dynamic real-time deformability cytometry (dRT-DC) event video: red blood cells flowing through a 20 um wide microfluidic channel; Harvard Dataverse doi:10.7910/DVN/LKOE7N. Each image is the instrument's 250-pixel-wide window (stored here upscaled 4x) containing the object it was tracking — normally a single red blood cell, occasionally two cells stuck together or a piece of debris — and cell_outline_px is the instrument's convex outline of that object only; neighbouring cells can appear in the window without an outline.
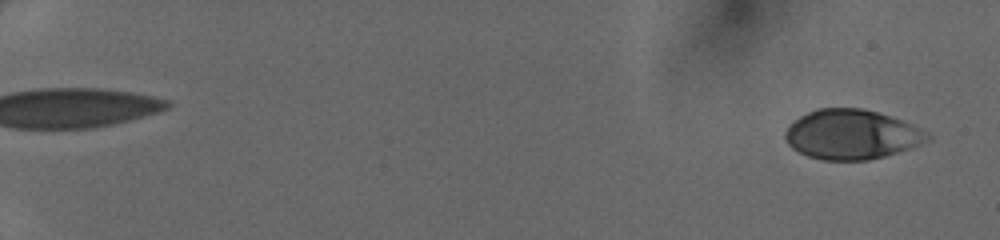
{"species": "human", "species_latin": "Homo sapiens", "temperature_condition": "cold", "stored_images_in_passage": 49, "camera_frame_rate_fps": 3000, "um_per_image_px": 0.085, "donor": {"sex": "female"}, "frame": {"image": 1, "passage_image": 2, "time_ms": 0.333, "image_size_px": [1000, 240], "cell_outline_px": [[932, 140], [884, 156], [868, 160], [824, 160], [808, 156], [792, 148], [788, 144], [784, 136], [784, 132], [800, 116], [816, 108], [860, 108], [876, 112], [900, 120], [920, 128], [928, 132], [932, 136]], "centroid_in_image_um": [72.39, 11.43], "position_along_channel_um": 12.6, "area_um2": 40.81}}
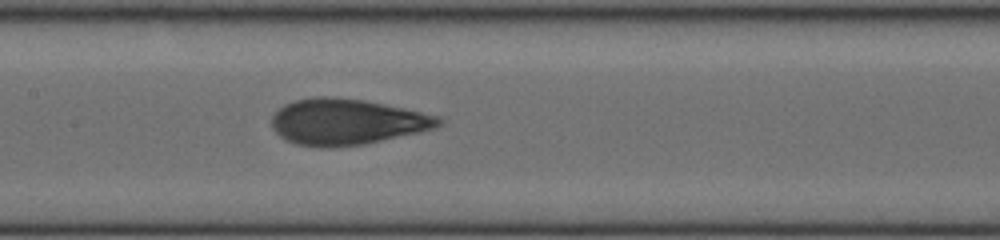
{"frame": {"image": 2, "passage_image": 27, "time_ms": 8.667, "image_size_px": [1000, 240], "cell_outline_px": [[444, 124], [436, 128], [420, 132], [364, 144], [320, 148], [296, 144], [280, 136], [272, 128], [272, 116], [284, 104], [296, 100], [316, 96], [328, 96], [364, 100], [384, 104], [440, 116], [444, 120]], "centroid_in_image_um": [29.5, 10.35], "position_along_channel_um": 177.9, "area_um2": 44.68}}
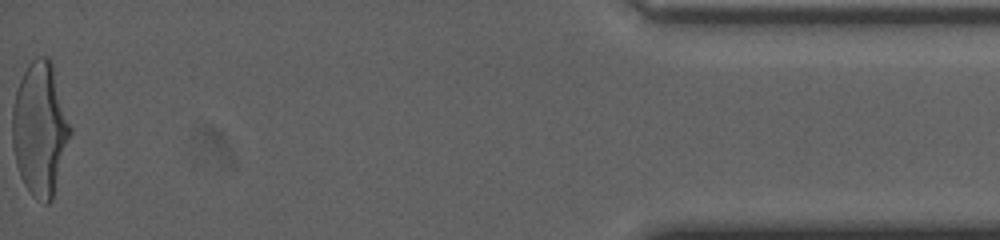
{"frame": {"image": 3, "passage_image": 49, "time_ms": 16.0, "image_size_px": [1000, 240], "cell_outline_px": [[72, 132], [52, 200], [48, 204], [44, 204], [32, 196], [24, 184], [20, 176], [16, 164], [12, 148], [12, 108], [16, 92], [20, 80], [28, 64], [36, 56], [48, 56], [52, 64], [72, 128]], "centroid_in_image_um": [3.4, 10.98], "position_along_channel_um": 431.8, "area_um2": 45.2}}